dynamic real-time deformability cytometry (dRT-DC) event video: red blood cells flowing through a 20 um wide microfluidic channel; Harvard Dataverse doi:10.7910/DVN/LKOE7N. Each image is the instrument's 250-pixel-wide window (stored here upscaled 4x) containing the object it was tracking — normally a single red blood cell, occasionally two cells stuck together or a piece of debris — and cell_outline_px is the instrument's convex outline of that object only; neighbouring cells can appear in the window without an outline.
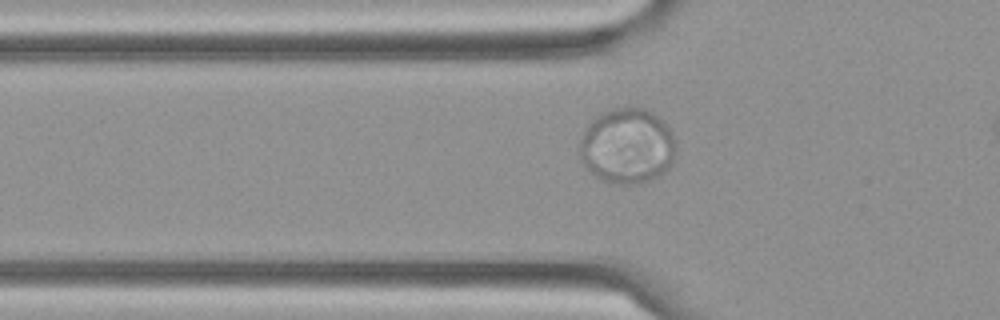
{"species": "Egyptian fruit bat (a non-hibernating species)", "species_latin": "Rousettus aegyptiacus", "temperature_condition": "cold", "stored_images_in_passage": 8, "camera_frame_rate_fps": 3000, "um_per_image_px": 0.085, "frame": {"image": 1, "passage_image": 7, "time_ms": 2.0, "image_size_px": [1000, 320], "cell_outline_px": [[676, 152], [668, 168], [664, 172], [648, 180], [632, 184], [616, 184], [600, 180], [580, 160], [580, 140], [588, 124], [600, 112], [612, 108], [628, 104], [632, 104], [644, 108], [652, 112], [664, 120], [676, 144]], "centroid_in_image_um": [53.31, 12.36], "position_along_channel_um": 72.5, "area_um2": 42.71}}